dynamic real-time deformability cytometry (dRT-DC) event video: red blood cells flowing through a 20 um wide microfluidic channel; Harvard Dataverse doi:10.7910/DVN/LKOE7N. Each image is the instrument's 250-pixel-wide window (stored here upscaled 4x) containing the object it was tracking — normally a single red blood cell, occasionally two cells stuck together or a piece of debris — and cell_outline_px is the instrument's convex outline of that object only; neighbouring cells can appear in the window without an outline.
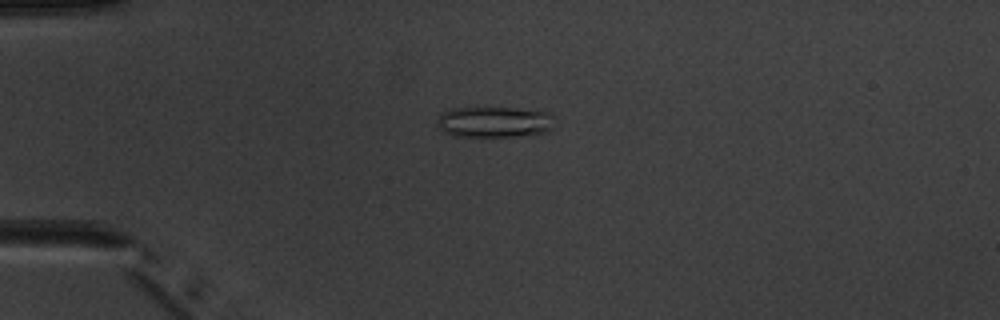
{"species": "common noctule bat (a hibernating species)", "species_latin": "Nyctalus noctula", "temperature_condition": "warm", "stored_images_in_passage": 5, "camera_frame_rate_fps": 3000, "um_per_image_px": 0.085, "animal": {"sex": "male", "body_mass_g": 20.1, "forearm_length_mm": 53.5}, "frame": {"image": 1, "passage_image": 4, "time_ms": 3.667, "image_size_px": [1000, 320], "cell_outline_px": [[556, 128], [548, 132], [512, 136], [452, 136], [444, 132], [436, 124], [436, 120], [444, 112], [452, 108], [484, 104], [552, 112]], "centroid_in_image_um": [42.05, 10.31], "position_along_channel_um": 43.0, "area_um2": 22.37}}